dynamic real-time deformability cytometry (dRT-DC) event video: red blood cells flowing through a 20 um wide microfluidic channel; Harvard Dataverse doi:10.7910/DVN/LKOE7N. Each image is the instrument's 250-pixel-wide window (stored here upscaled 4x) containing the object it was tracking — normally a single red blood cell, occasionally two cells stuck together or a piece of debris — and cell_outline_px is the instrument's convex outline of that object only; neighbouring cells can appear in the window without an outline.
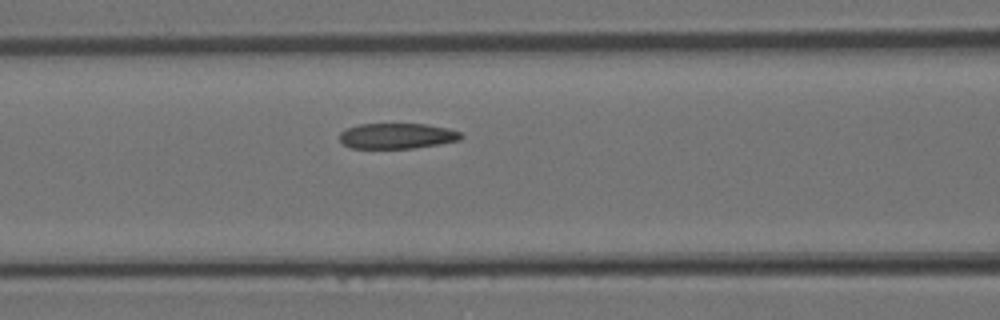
{"species": "Egyptian fruit bat (a non-hibernating species)", "species_latin": "Rousettus aegyptiacus", "temperature_condition": "room temperature", "stored_images_in_passage": 5, "camera_frame_rate_fps": 3000, "um_per_image_px": 0.085, "animal": {"sex": "female"}, "frame": {"image": 1, "passage_image": 5, "time_ms": 1.333, "image_size_px": [1000, 320], "cell_outline_px": [[464, 136], [460, 140], [440, 144], [412, 148], [348, 148], [340, 140], [340, 132], [348, 128], [360, 124], [424, 124], [448, 128], [460, 132]], "centroid_in_image_um": [33.76, 11.56], "position_along_channel_um": 132.8, "area_um2": 18.03}}